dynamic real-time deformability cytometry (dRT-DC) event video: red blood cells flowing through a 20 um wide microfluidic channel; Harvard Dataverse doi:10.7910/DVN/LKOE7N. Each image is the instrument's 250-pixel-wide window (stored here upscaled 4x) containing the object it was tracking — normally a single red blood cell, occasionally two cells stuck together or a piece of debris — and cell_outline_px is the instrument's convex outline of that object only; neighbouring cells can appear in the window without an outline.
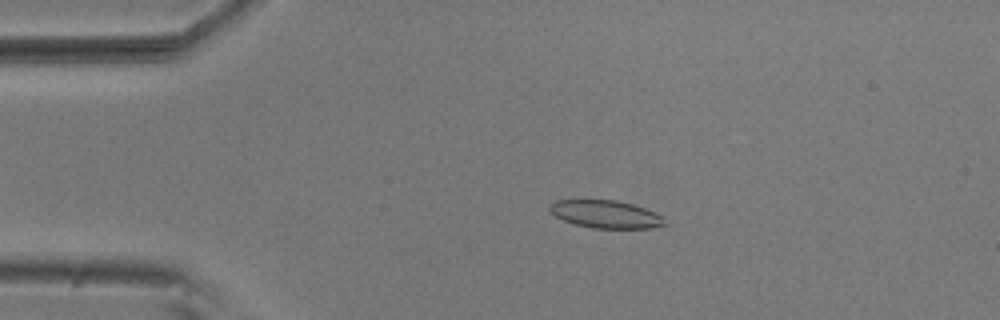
{"species": "common noctule bat (a hibernating species)", "species_latin": "Nyctalus noctula", "temperature_condition": "room temperature", "stored_images_in_passage": 54, "camera_frame_rate_fps": 3000, "um_per_image_px": 0.085, "animal": {"sex": "male", "body_mass_g": 20.5, "forearm_length_mm": 52.5}, "frame": {"image": 1, "passage_image": 11, "time_ms": 3.333, "image_size_px": [1000, 320], "cell_outline_px": [[668, 224], [652, 228], [592, 228], [576, 224], [564, 220], [556, 216], [548, 208], [548, 204], [556, 200], [616, 200], [632, 204], [644, 208], [664, 216]], "centroid_in_image_um": [51.52, 18.21], "position_along_channel_um": 33.5, "area_um2": 18.61}}
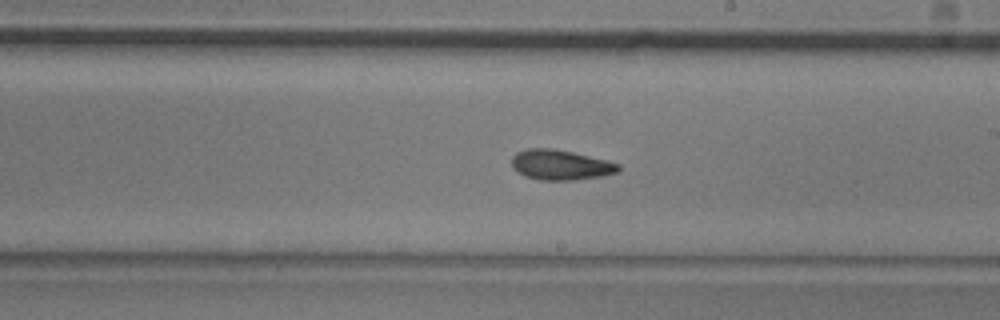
{"frame": {"image": 2, "passage_image": 31, "time_ms": 10.0, "image_size_px": [1000, 320], "cell_outline_px": [[620, 172], [604, 176], [576, 180], [540, 180], [524, 176], [512, 168], [512, 156], [516, 152], [528, 148], [552, 148], [572, 152], [608, 160], [620, 164]], "centroid_in_image_um": [47.67, 14.02], "position_along_channel_um": 241.3, "area_um2": 19.02}}
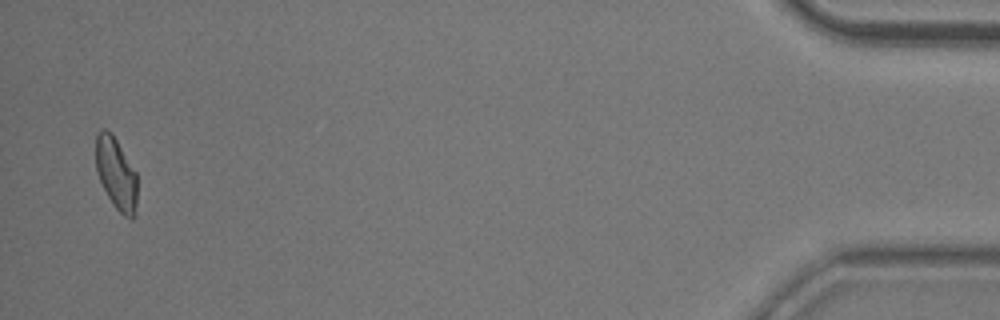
{"frame": {"image": 3, "passage_image": 53, "time_ms": 17.333, "image_size_px": [1000, 320], "cell_outline_px": [[136, 204], [132, 220], [124, 216], [112, 204], [96, 172], [96, 132], [100, 128], [104, 128], [112, 132], [136, 172]], "centroid_in_image_um": [9.85, 14.7], "position_along_channel_um": 425.4, "area_um2": 17.34}, "authors_computed_cell_mechanics": {"area_um2": 18.4382, "velocity_mm_per_s": 3.7082, "shape_relaxation_time_tau1_ms": 6.9695, "shape_relaxation_time_tau2_ms": 4.8055, "deformation_change_tau1": 0.1398, "deformation_change_tau2": 0.1093}}